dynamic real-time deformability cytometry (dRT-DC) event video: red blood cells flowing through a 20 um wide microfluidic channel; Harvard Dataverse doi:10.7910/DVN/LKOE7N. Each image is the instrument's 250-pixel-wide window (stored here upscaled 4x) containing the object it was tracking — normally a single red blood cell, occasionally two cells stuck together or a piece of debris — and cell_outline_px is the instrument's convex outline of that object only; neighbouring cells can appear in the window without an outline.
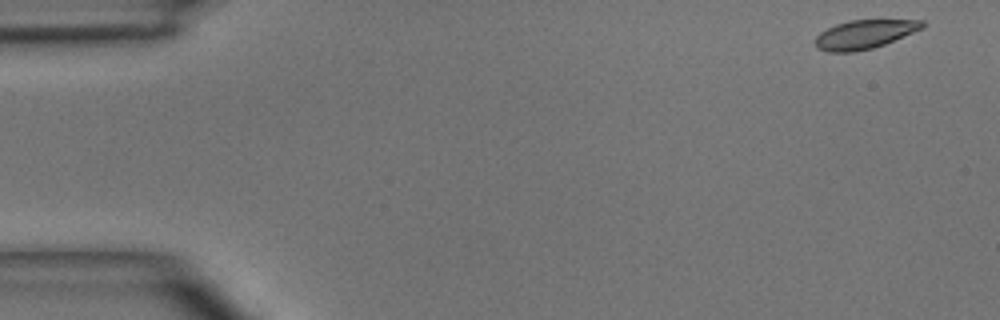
{"species": "common noctule bat (a hibernating species)", "species_latin": "Nyctalus noctula", "temperature_condition": "room temperature", "stored_images_in_passage": 5, "camera_frame_rate_fps": 3000, "um_per_image_px": 0.085, "animal": {"sex": "male", "body_mass_g": 15.6}, "frame": {"image": 1, "passage_image": 1, "time_ms": 0.0, "image_size_px": [1000, 320], "cell_outline_px": [[924, 28], [884, 44], [872, 48], [856, 52], [828, 52], [816, 48], [816, 36], [820, 32], [836, 24], [848, 20], [924, 20]], "centroid_in_image_um": [73.47, 2.92], "position_along_channel_um": 11.5, "area_um2": 17.92}}
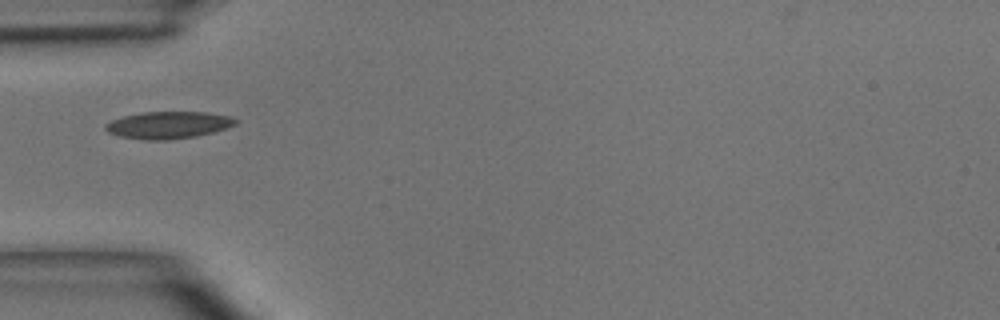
{"frame": {"image": 2, "passage_image": 4, "time_ms": 4.333, "image_size_px": [1000, 320], "cell_outline_px": [[240, 120], [236, 124], [228, 128], [196, 136], [168, 140], [144, 140], [120, 136], [108, 132], [104, 128], [104, 124], [112, 120], [124, 116], [140, 112], [208, 112], [232, 116]], "centroid_in_image_um": [14.34, 10.62], "position_along_channel_um": 70.7, "area_um2": 20.75}}